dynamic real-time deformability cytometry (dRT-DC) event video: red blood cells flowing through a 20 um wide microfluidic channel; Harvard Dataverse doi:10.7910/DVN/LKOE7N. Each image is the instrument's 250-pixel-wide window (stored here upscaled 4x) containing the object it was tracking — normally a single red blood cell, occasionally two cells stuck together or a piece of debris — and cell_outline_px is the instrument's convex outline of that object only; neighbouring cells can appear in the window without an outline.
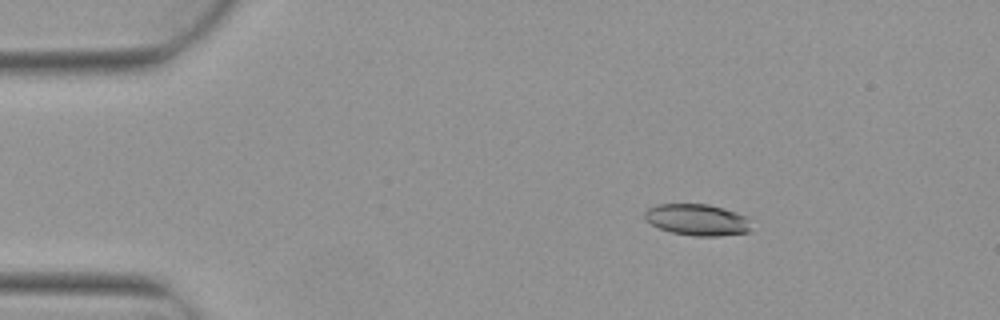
{"species": "Egyptian fruit bat (a non-hibernating species)", "species_latin": "Rousettus aegyptiacus", "temperature_condition": "warm", "stored_images_in_passage": 4, "camera_frame_rate_fps": 3000, "um_per_image_px": 0.085, "animal": {"sex": "female"}, "frame": {"image": 1, "passage_image": 3, "time_ms": 0.667, "image_size_px": [1000, 320], "cell_outline_px": [[752, 228], [748, 232], [720, 236], [692, 236], [672, 232], [660, 228], [652, 224], [644, 216], [644, 212], [648, 208], [656, 204], [708, 204], [724, 208], [752, 216]], "centroid_in_image_um": [59.37, 18.67], "position_along_channel_um": 25.6, "area_um2": 19.94}}